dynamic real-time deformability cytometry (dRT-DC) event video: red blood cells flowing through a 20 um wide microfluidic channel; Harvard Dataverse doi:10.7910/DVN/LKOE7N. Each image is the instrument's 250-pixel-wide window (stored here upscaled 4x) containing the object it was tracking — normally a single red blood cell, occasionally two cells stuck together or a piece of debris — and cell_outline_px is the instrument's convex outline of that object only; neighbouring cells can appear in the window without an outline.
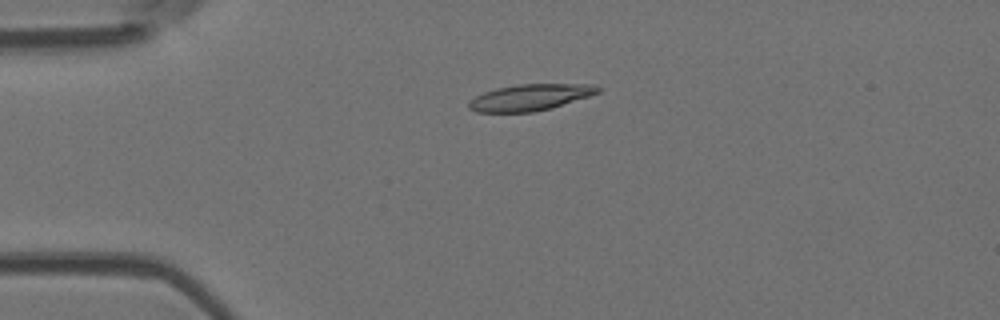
{"species": "Egyptian fruit bat (a non-hibernating species)", "species_latin": "Rousettus aegyptiacus", "temperature_condition": "room temperature", "stored_images_in_passage": 4, "camera_frame_rate_fps": 3000, "um_per_image_px": 0.085, "animal": {"sex": "female"}, "frame": {"image": 1, "passage_image": 3, "time_ms": 2.333, "image_size_px": [1000, 320], "cell_outline_px": [[604, 88], [600, 92], [552, 108], [532, 112], [476, 112], [468, 108], [468, 100], [484, 92], [496, 88], [516, 84], [596, 84]], "centroid_in_image_um": [45.07, 8.27], "position_along_channel_um": 39.9, "area_um2": 20.0}}